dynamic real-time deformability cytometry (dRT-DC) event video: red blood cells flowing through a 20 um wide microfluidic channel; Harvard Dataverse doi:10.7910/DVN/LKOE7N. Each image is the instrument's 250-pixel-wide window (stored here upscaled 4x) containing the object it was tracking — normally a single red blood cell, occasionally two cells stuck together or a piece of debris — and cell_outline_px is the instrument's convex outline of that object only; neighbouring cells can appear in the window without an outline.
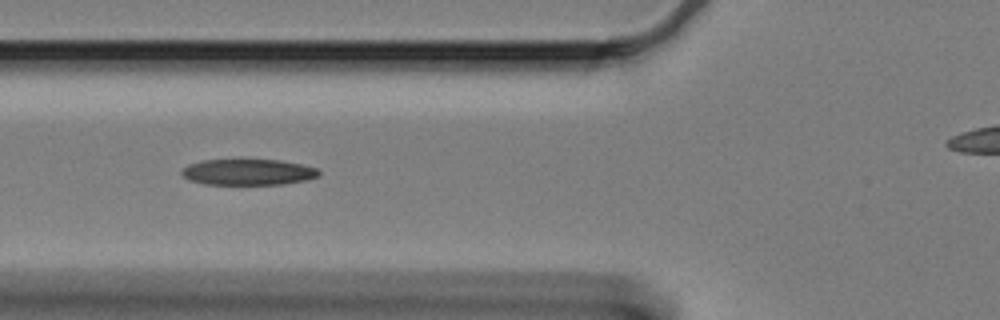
{"species": "Egyptian fruit bat (a non-hibernating species)", "species_latin": "Rousettus aegyptiacus", "temperature_condition": "cold", "stored_images_in_passage": 14, "camera_frame_rate_fps": 3000, "um_per_image_px": 0.085, "animal": {"sex": "female"}, "frame": {"image": 1, "passage_image": 7, "time_ms": 2.0, "image_size_px": [1000, 320], "cell_outline_px": [[320, 176], [308, 180], [284, 184], [204, 184], [188, 180], [180, 172], [188, 164], [200, 160], [240, 156], [280, 160], [304, 164], [316, 168], [320, 172]], "centroid_in_image_um": [21.08, 14.57], "position_along_channel_um": 104.7, "area_um2": 22.08}}